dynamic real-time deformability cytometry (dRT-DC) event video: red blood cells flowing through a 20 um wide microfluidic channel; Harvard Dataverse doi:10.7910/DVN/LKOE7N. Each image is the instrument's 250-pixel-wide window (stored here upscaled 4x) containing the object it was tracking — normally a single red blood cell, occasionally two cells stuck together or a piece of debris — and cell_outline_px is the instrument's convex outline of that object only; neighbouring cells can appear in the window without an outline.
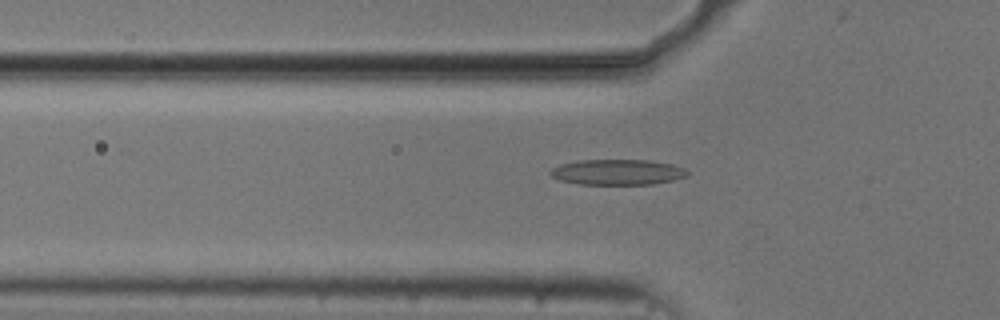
{"species": "common noctule bat (a hibernating species)", "species_latin": "Nyctalus noctula", "temperature_condition": "cold", "stored_images_in_passage": 42, "camera_frame_rate_fps": 3000, "um_per_image_px": 0.085, "animal": {"sex": "male", "body_mass_g": 20.5, "forearm_length_mm": 52.5}, "frame": {"image": 1, "passage_image": 6, "time_ms": 1.667, "image_size_px": [1000, 320], "cell_outline_px": [[688, 176], [672, 180], [652, 184], [580, 184], [560, 180], [552, 176], [548, 172], [552, 168], [560, 164], [580, 160], [648, 160], [672, 164], [684, 168], [688, 172]], "centroid_in_image_um": [52.48, 14.62], "position_along_channel_um": 73.3, "area_um2": 20.29}}
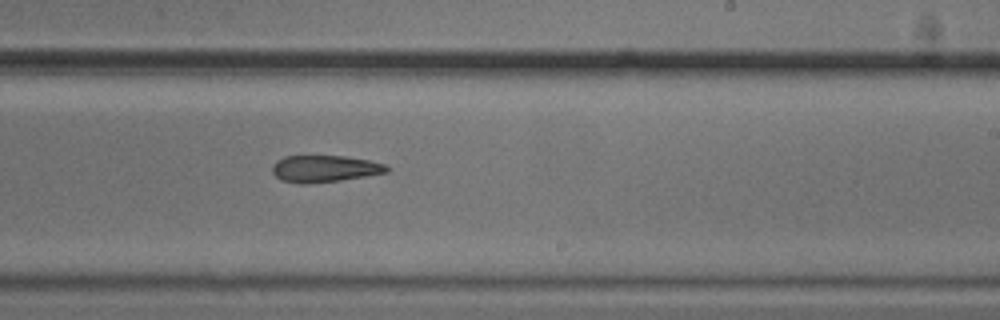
{"frame": {"image": 2, "passage_image": 21, "time_ms": 6.667, "image_size_px": [1000, 320], "cell_outline_px": [[392, 168], [388, 172], [340, 180], [308, 184], [300, 184], [280, 180], [272, 172], [272, 164], [276, 160], [284, 156], [344, 156], [368, 160], [384, 164]], "centroid_in_image_um": [27.56, 14.34], "position_along_channel_um": 261.4, "area_um2": 17.98}}
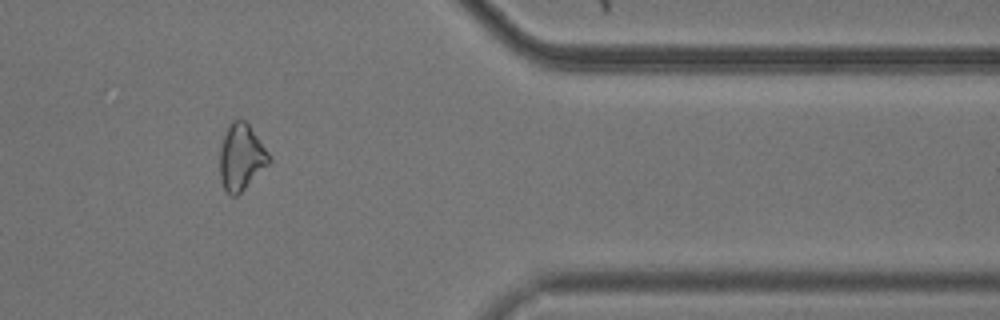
{"frame": {"image": 3, "passage_image": 33, "time_ms": 10.667, "image_size_px": [1000, 320], "cell_outline_px": [[272, 160], [236, 196], [232, 196], [224, 188], [220, 180], [220, 148], [228, 124], [232, 120], [244, 120], [248, 124], [272, 156]], "centroid_in_image_um": [20.5, 13.34], "position_along_channel_um": 390.9, "area_um2": 18.79}, "authors_computed_cell_mechanics": {"area_um2": 19.1607, "velocity_mm_per_s": 3.7468, "shape_relaxation_time_tau1_ms": 4.9065, "shape_relaxation_time_tau2_ms": 5.6151, "deformation_change_tau1": 0.1112, "deformation_change_tau2": 0.1638}}